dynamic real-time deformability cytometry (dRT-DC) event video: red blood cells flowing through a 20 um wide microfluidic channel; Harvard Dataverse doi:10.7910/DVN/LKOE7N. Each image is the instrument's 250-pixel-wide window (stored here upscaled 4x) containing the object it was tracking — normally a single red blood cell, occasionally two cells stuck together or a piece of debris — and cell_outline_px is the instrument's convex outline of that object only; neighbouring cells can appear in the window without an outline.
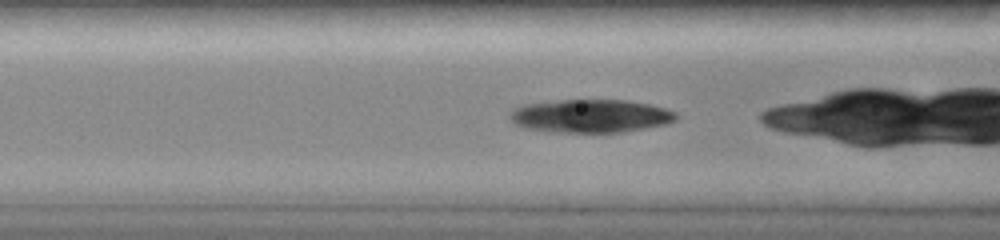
{"species": "common noctule bat (a hibernating species)", "species_latin": "Nyctalus noctula", "temperature_condition": "room temperature", "stored_images_in_passage": 34, "camera_frame_rate_fps": 3000, "um_per_image_px": 0.085, "animal": {"sex": "female", "body_mass_g": 19.0, "forearm_length_mm": 51.5}, "frame": {"image": 1, "passage_image": 14, "time_ms": 4.333, "image_size_px": [1000, 240], "cell_outline_px": [[676, 120], [668, 124], [624, 132], [548, 132], [524, 128], [516, 124], [508, 116], [512, 108], [524, 104], [560, 100], [628, 100], [648, 104], [664, 108], [676, 112]], "centroid_in_image_um": [50.18, 9.86], "position_along_channel_um": 116.4, "area_um2": 32.37}}
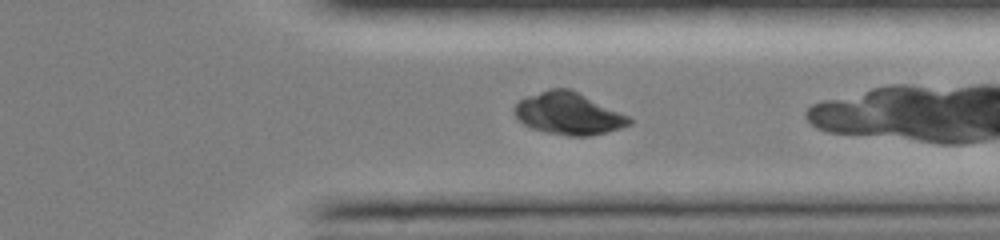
{"frame": {"image": 2, "passage_image": 32, "time_ms": 10.333, "image_size_px": [1000, 240], "cell_outline_px": [[632, 124], [620, 128], [588, 136], [568, 136], [548, 132], [532, 128], [524, 124], [516, 116], [512, 108], [524, 96], [548, 88], [568, 88], [628, 116], [632, 120]], "centroid_in_image_um": [48.27, 9.64], "position_along_channel_um": 363.1, "area_um2": 27.8}}